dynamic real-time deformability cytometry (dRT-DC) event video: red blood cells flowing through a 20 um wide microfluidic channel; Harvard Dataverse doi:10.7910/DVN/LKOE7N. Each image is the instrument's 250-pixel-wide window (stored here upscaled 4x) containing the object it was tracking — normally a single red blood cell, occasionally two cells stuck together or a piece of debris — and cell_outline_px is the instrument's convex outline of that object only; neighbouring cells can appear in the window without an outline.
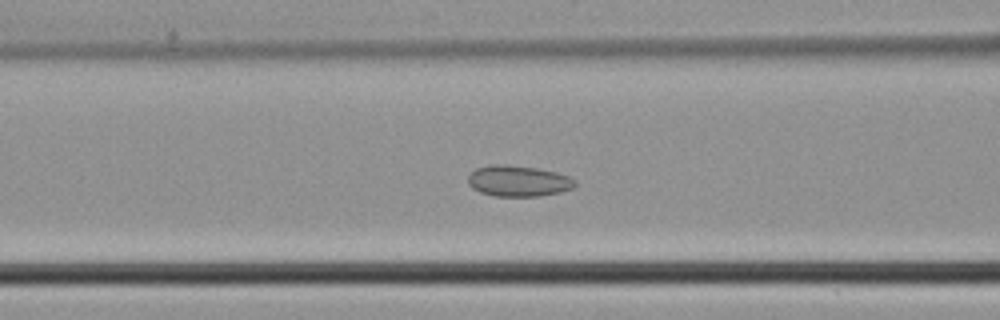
{"species": "common noctule bat (a hibernating species)", "species_latin": "Nyctalus noctula", "temperature_condition": "cold", "stored_images_in_passage": 46, "camera_frame_rate_fps": 3000, "um_per_image_px": 0.085, "animal": {"sex": "male", "body_mass_g": 21.5, "forearm_length_mm": 52.0}, "frame": {"image": 1, "passage_image": 19, "time_ms": 6.0, "image_size_px": [1000, 320], "cell_outline_px": [[576, 184], [572, 188], [560, 192], [540, 196], [496, 196], [480, 192], [472, 188], [468, 184], [468, 176], [476, 168], [492, 164], [508, 164], [536, 168], [556, 172], [568, 176], [576, 180]], "centroid_in_image_um": [44.04, 15.38], "position_along_channel_um": 122.6, "area_um2": 19.36}}
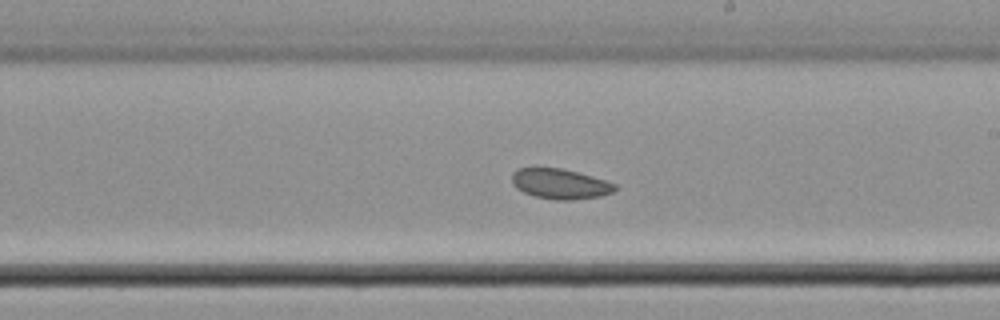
{"frame": {"image": 2, "passage_image": 27, "time_ms": 8.667, "image_size_px": [1000, 320], "cell_outline_px": [[616, 188], [612, 192], [600, 196], [572, 200], [556, 200], [536, 196], [524, 192], [516, 188], [512, 184], [512, 172], [520, 168], [560, 168], [592, 176], [616, 184]], "centroid_in_image_um": [47.59, 15.63], "position_along_channel_um": 241.4, "area_um2": 17.92}}
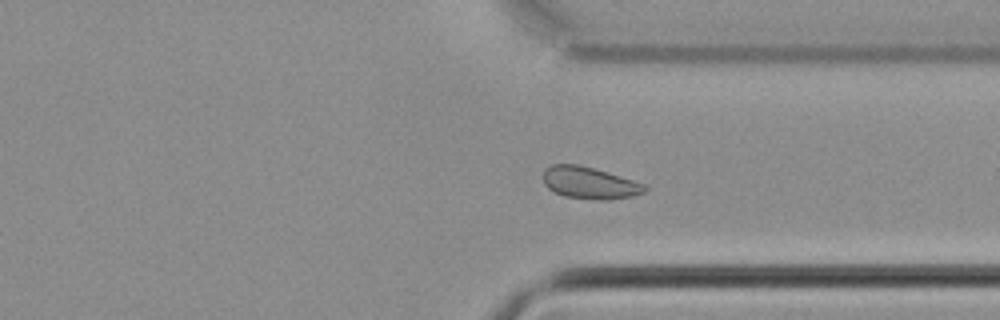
{"frame": {"image": 3, "passage_image": 35, "time_ms": 11.333, "image_size_px": [1000, 320], "cell_outline_px": [[648, 188], [644, 192], [632, 196], [608, 200], [596, 200], [564, 196], [548, 188], [544, 184], [544, 168], [552, 164], [580, 164], [632, 180], [644, 184]], "centroid_in_image_um": [50.09, 15.54], "position_along_channel_um": 361.3, "area_um2": 18.79}}